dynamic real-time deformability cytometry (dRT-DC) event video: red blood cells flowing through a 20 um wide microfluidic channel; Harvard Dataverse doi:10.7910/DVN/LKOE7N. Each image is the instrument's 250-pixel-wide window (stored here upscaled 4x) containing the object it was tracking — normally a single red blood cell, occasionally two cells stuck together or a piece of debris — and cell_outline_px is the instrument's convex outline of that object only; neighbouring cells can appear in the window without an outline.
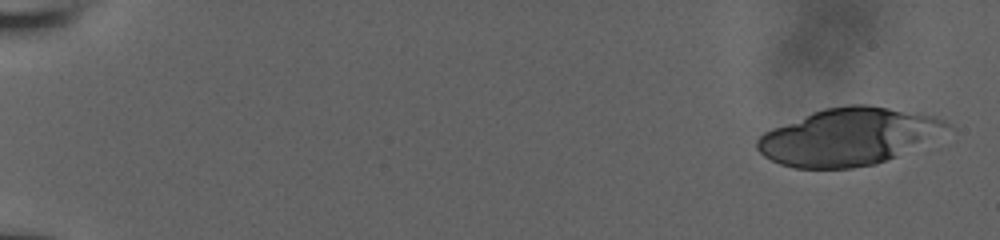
{"species": "human", "species_latin": "Homo sapiens", "temperature_condition": "room temperature", "stored_images_in_passage": 17, "camera_frame_rate_fps": 3000, "um_per_image_px": 0.085, "donor": {"sex": "male"}, "frame": {"image": 1, "passage_image": 1, "time_ms": 0.0, "image_size_px": [1000, 240], "cell_outline_px": [[956, 128], [896, 156], [876, 164], [852, 168], [792, 168], [780, 164], [764, 156], [756, 148], [756, 140], [764, 132], [772, 128], [812, 112], [824, 108], [852, 104], [868, 104], [920, 112], [936, 116], [952, 124]], "centroid_in_image_um": [72.17, 11.6], "position_along_channel_um": 12.8, "area_um2": 63.64}}
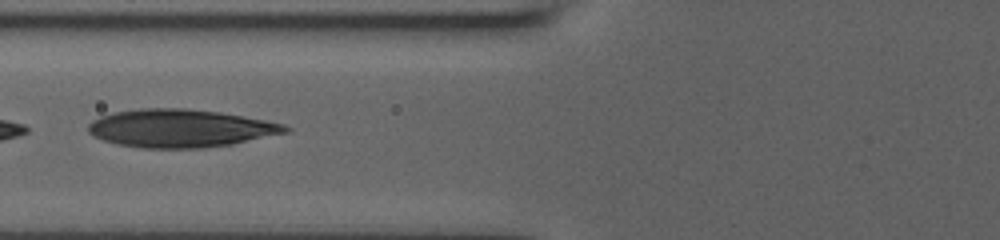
{"frame": {"image": 2, "passage_image": 16, "time_ms": 7.667, "image_size_px": [1000, 240], "cell_outline_px": [[292, 128], [288, 132], [232, 144], [204, 148], [144, 148], [116, 144], [104, 140], [88, 132], [88, 124], [92, 120], [100, 116], [112, 112], [140, 108], [184, 108], [220, 112], [264, 120], [284, 124]], "centroid_in_image_um": [15.32, 10.9], "position_along_channel_um": 110.5, "area_um2": 43.64}}